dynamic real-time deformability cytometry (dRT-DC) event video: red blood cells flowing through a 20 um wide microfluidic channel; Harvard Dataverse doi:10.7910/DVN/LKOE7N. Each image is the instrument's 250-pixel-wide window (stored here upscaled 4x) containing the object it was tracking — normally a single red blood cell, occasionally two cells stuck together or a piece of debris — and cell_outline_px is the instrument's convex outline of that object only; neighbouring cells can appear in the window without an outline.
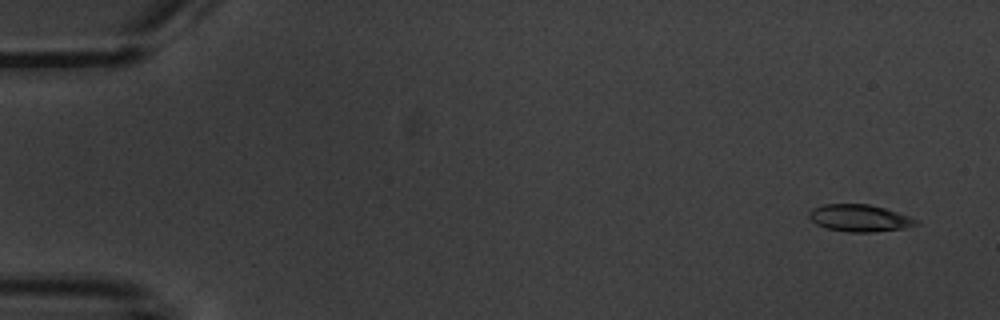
{"species": "common noctule bat (a hibernating species)", "species_latin": "Nyctalus noctula", "temperature_condition": "warm", "stored_images_in_passage": 4, "camera_frame_rate_fps": 3000, "um_per_image_px": 0.085, "animal": {"sex": "male", "body_mass_g": 20.1, "forearm_length_mm": 53.5}, "frame": {"image": 1, "passage_image": 1, "time_ms": 0.0, "image_size_px": [1000, 320], "cell_outline_px": [[920, 224], [904, 228], [872, 232], [848, 232], [828, 228], [816, 224], [808, 216], [808, 212], [812, 208], [824, 204], [868, 204], [884, 208], [920, 220]], "centroid_in_image_um": [73.06, 18.53], "position_along_channel_um": 11.9, "area_um2": 16.82}}